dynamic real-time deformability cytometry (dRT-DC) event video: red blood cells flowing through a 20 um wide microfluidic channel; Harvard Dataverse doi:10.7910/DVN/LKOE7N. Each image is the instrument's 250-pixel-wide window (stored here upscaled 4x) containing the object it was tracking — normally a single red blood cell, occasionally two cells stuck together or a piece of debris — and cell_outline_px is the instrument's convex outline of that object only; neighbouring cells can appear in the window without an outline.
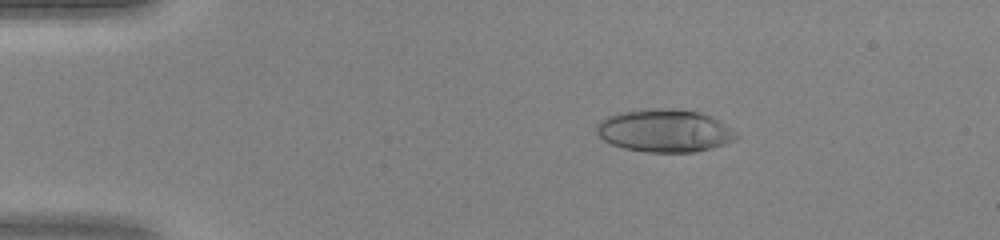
{"species": "human", "species_latin": "Homo sapiens", "temperature_condition": "warm", "stored_images_in_passage": 41, "camera_frame_rate_fps": 3000, "um_per_image_px": 0.085, "donor": {"sex": "female"}, "frame": {"image": 1, "passage_image": 3, "time_ms": 0.667, "image_size_px": [1000, 240], "cell_outline_px": [[740, 136], [736, 140], [712, 148], [696, 152], [644, 152], [624, 148], [612, 144], [604, 140], [596, 132], [596, 124], [600, 120], [608, 116], [620, 112], [660, 108], [672, 108], [700, 112], [724, 124], [736, 132]], "centroid_in_image_um": [56.49, 11.12], "position_along_channel_um": 28.5, "area_um2": 34.74}}
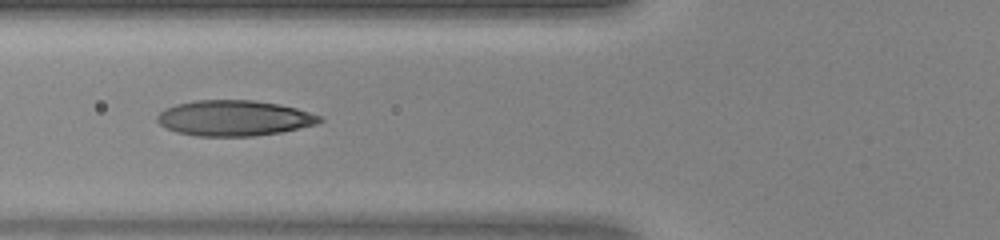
{"frame": {"image": 2, "passage_image": 13, "time_ms": 4.0, "image_size_px": [1000, 240], "cell_outline_px": [[324, 120], [316, 124], [280, 132], [252, 136], [196, 136], [176, 132], [160, 124], [156, 120], [156, 116], [164, 108], [176, 104], [196, 100], [256, 100], [280, 104], [296, 108], [324, 116]], "centroid_in_image_um": [19.91, 10.03], "position_along_channel_um": 105.9, "area_um2": 33.81}}
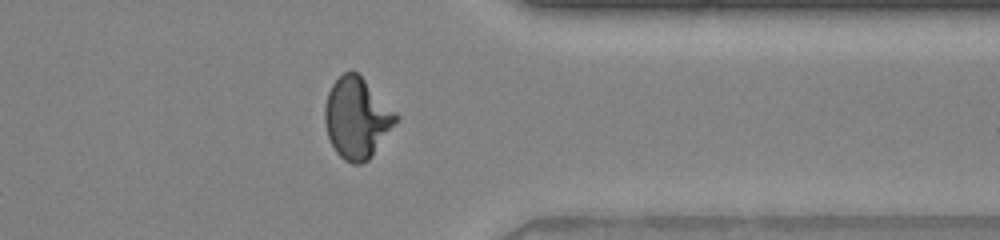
{"frame": {"image": 3, "passage_image": 32, "time_ms": 10.333, "image_size_px": [1000, 240], "cell_outline_px": [[400, 120], [372, 156], [368, 160], [360, 164], [352, 164], [344, 160], [336, 152], [328, 136], [324, 120], [324, 108], [328, 92], [332, 84], [344, 72], [356, 72], [400, 116]], "centroid_in_image_um": [30.35, 10.07], "position_along_channel_um": 381.1, "area_um2": 33.41}}